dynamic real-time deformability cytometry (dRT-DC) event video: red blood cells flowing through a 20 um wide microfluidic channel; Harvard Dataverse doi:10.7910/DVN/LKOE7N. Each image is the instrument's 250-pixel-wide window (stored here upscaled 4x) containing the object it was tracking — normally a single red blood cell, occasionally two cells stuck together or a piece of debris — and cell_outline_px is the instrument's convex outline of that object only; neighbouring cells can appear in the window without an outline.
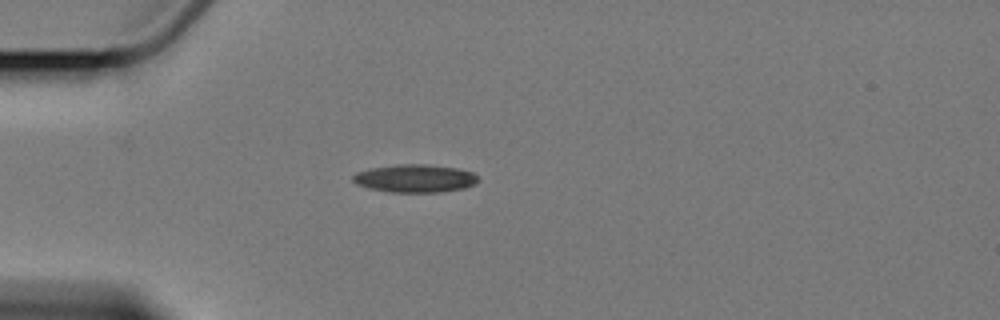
{"species": "Egyptian fruit bat (a non-hibernating species)", "species_latin": "Rousettus aegyptiacus", "temperature_condition": "cold", "stored_images_in_passage": 3, "camera_frame_rate_fps": 3000, "um_per_image_px": 0.085, "animal": {"sex": "female"}, "frame": {"image": 1, "passage_image": 3, "time_ms": 3.0, "image_size_px": [1000, 320], "cell_outline_px": [[480, 180], [476, 184], [464, 188], [440, 192], [388, 192], [368, 188], [356, 184], [352, 180], [352, 176], [356, 172], [372, 168], [396, 164], [424, 164], [456, 168], [472, 172], [480, 176]], "centroid_in_image_um": [35.29, 15.17], "position_along_channel_um": 49.7, "area_um2": 20.58}}